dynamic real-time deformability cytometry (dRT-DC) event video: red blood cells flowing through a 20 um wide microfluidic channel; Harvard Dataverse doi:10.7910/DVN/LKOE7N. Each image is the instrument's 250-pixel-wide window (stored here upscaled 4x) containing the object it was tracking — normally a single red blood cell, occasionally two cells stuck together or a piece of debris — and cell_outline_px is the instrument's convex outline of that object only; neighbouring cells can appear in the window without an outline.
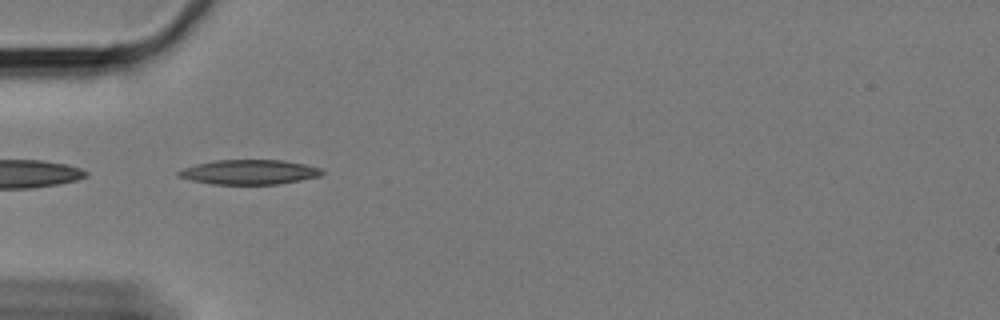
{"species": "Egyptian fruit bat (a non-hibernating species)", "species_latin": "Rousettus aegyptiacus", "temperature_condition": "cold", "stored_images_in_passage": 24, "camera_frame_rate_fps": 3000, "um_per_image_px": 0.085, "animal": {"sex": "female"}, "frame": {"image": 1, "passage_image": 1, "time_ms": 0.0, "image_size_px": [1000, 320], "cell_outline_px": [[324, 172], [320, 176], [300, 180], [276, 184], [212, 184], [192, 180], [176, 176], [176, 172], [184, 168], [196, 164], [216, 160], [284, 160], [304, 164], [320, 168]], "centroid_in_image_um": [21.17, 14.62], "position_along_channel_um": 63.8, "area_um2": 20.52}}
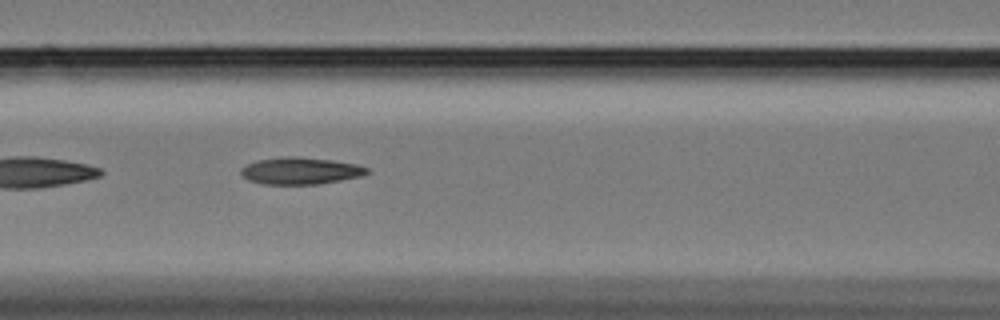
{"frame": {"image": 2, "passage_image": 8, "time_ms": 2.333, "image_size_px": [1000, 320], "cell_outline_px": [[372, 172], [360, 176], [320, 184], [264, 184], [248, 180], [240, 172], [240, 168], [256, 160], [280, 156], [296, 156], [332, 160], [356, 164], [368, 168]], "centroid_in_image_um": [25.53, 14.51], "position_along_channel_um": 141.1, "area_um2": 19.88}}